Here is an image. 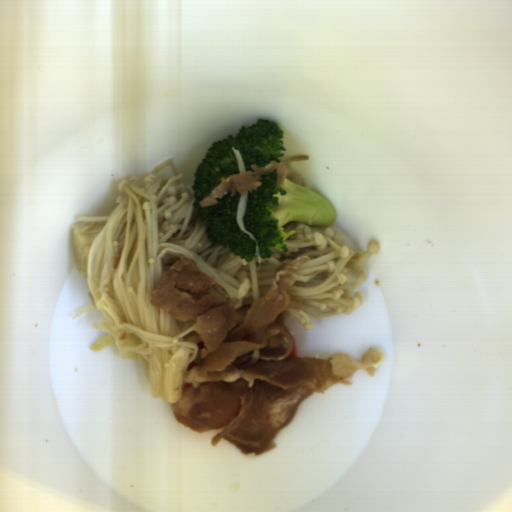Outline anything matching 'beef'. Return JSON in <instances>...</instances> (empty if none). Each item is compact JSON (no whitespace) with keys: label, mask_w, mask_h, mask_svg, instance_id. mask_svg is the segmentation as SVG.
Listing matches in <instances>:
<instances>
[{"label":"beef","mask_w":512,"mask_h":512,"mask_svg":"<svg viewBox=\"0 0 512 512\" xmlns=\"http://www.w3.org/2000/svg\"><path fill=\"white\" fill-rule=\"evenodd\" d=\"M311 259L289 257L279 264L268 293L245 311L242 323L236 320L233 302L216 292L212 277L195 260L181 259L164 271L151 305L179 322L194 321L183 341L198 345L195 367L184 375L191 385L170 409L197 434L224 428L211 446L228 440L243 455L260 456L275 448L274 440L308 396L324 395L336 384L353 385L351 377L358 370L376 375L384 357L376 346L361 359L346 353L330 359L289 356L294 329L285 318L301 312L303 300L288 289Z\"/></svg>","instance_id":"1"},{"label":"beef","mask_w":512,"mask_h":512,"mask_svg":"<svg viewBox=\"0 0 512 512\" xmlns=\"http://www.w3.org/2000/svg\"><path fill=\"white\" fill-rule=\"evenodd\" d=\"M251 168V171L220 179L218 186L211 191L210 195L199 202L200 207L217 204L218 199H221L227 194H231V197H235L238 193L242 197L252 193L262 184L261 179L263 178L259 177L266 174H273L274 170H276L277 173L276 187L281 186L283 185L288 171L286 165L274 161L269 162L264 167H258L257 164H253Z\"/></svg>","instance_id":"2"}]
</instances>
